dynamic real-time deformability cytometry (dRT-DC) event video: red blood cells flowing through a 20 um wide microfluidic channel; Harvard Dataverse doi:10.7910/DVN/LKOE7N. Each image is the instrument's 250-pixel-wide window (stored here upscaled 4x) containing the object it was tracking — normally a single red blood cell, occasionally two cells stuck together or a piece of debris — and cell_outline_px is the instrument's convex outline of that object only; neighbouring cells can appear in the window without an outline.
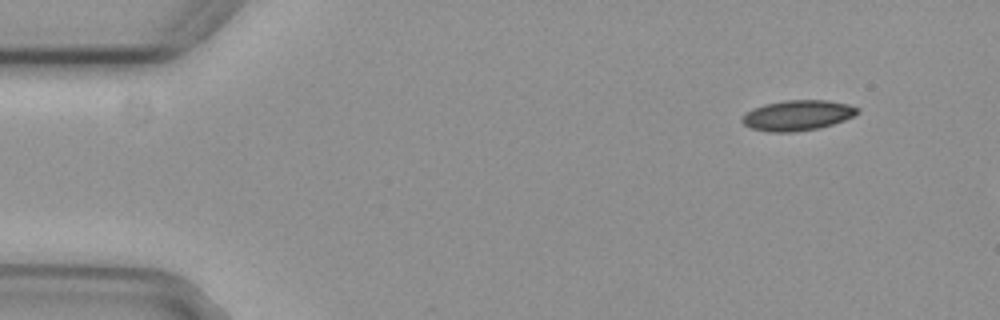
{"species": "common noctule bat (a hibernating species)", "species_latin": "Nyctalus noctula", "temperature_condition": "cold", "stored_images_in_passage": 3, "camera_frame_rate_fps": 3000, "um_per_image_px": 0.085, "animal": {"sex": "female", "body_mass_g": 29.2, "forearm_length_mm": 56.3}, "frame": {"image": 1, "passage_image": 1, "time_ms": 0.0, "image_size_px": [1000, 320], "cell_outline_px": [[860, 112], [844, 120], [820, 128], [792, 132], [772, 132], [752, 128], [744, 124], [740, 120], [752, 108], [764, 104], [784, 100], [828, 100], [848, 104], [860, 108]], "centroid_in_image_um": [67.81, 9.79], "position_along_channel_um": 17.2, "area_um2": 20.35}}